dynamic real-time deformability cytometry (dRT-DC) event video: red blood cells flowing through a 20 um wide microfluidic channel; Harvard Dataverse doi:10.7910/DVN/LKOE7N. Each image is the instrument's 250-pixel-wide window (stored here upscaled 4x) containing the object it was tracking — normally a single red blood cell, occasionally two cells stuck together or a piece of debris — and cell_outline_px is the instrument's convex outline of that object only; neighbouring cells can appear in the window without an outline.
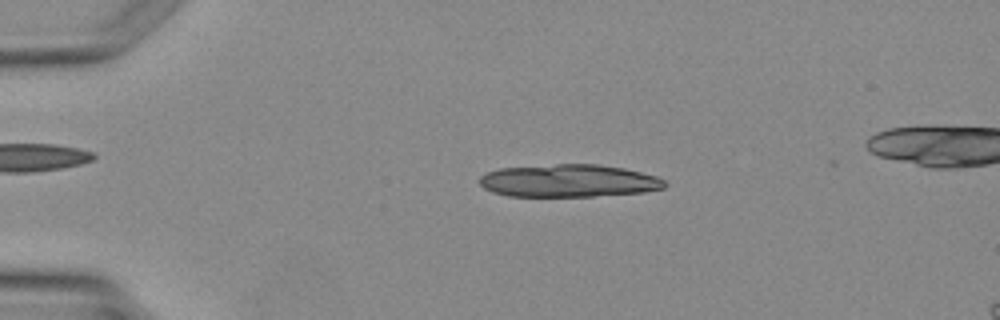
{"species": "Egyptian fruit bat (a non-hibernating species)", "species_latin": "Rousettus aegyptiacus", "temperature_condition": "warm", "stored_images_in_passage": 3, "camera_frame_rate_fps": 3000, "um_per_image_px": 0.085, "animal": {"sex": "female"}, "frame": {"image": 1, "passage_image": 2, "time_ms": 1.0, "image_size_px": [1000, 320], "cell_outline_px": [[668, 184], [664, 188], [644, 192], [592, 196], [508, 196], [492, 192], [484, 188], [480, 184], [480, 176], [488, 172], [500, 168], [556, 164], [600, 164], [624, 168], [656, 176], [664, 180]], "centroid_in_image_um": [48.35, 15.36], "position_along_channel_um": 36.6, "area_um2": 35.26}}